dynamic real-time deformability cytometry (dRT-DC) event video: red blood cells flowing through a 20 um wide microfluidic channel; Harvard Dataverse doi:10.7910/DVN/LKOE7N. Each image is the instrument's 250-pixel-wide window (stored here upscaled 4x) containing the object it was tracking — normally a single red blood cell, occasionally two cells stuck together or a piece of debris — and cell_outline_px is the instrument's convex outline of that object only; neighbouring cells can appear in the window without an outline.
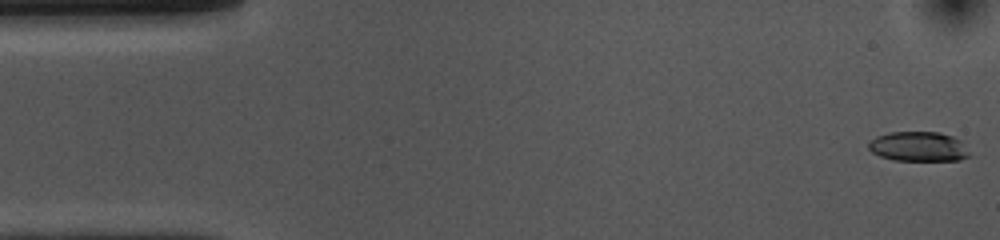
{"species": "common noctule bat (a hibernating species)", "species_latin": "Nyctalus noctula", "temperature_condition": "cold", "stored_images_in_passage": 53, "camera_frame_rate_fps": 3000, "um_per_image_px": 0.085, "animal": {"sex": "female", "body_mass_g": 10.0, "forearm_length_mm": 53.1}, "frame": {"image": 1, "passage_image": 1, "time_ms": 0.0, "image_size_px": [1000, 240], "cell_outline_px": [[972, 156], [960, 160], [892, 160], [880, 156], [872, 152], [868, 148], [868, 144], [876, 136], [888, 132], [940, 132], [952, 136], [960, 140]], "centroid_in_image_um": [78.08, 12.46], "position_along_channel_um": 6.9, "area_um2": 17.51}}
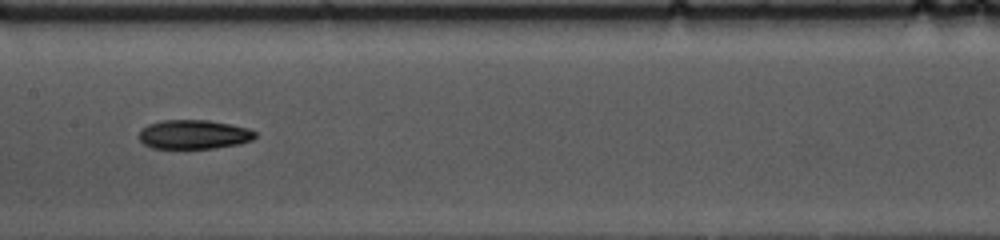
{"frame": {"image": 2, "passage_image": 25, "time_ms": 8.0, "image_size_px": [1000, 240], "cell_outline_px": [[256, 136], [252, 140], [240, 144], [216, 148], [152, 148], [144, 144], [136, 136], [148, 124], [164, 120], [208, 120], [248, 128], [256, 132]], "centroid_in_image_um": [16.47, 11.43], "position_along_channel_um": 190.9, "area_um2": 19.71}}
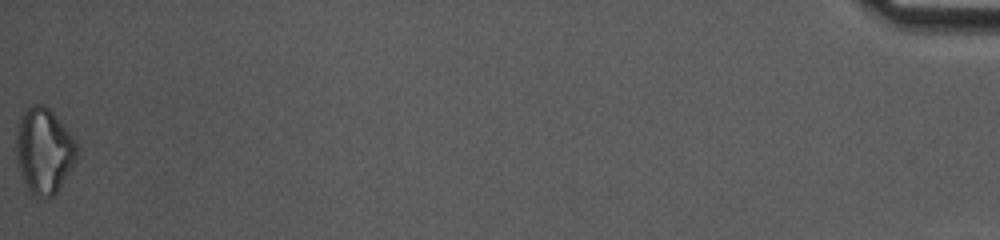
{"frame": {"image": 3, "passage_image": 53, "time_ms": 17.333, "image_size_px": [1000, 240], "cell_outline_px": [[76, 160], [72, 168], [56, 192], [52, 196], [36, 196], [28, 188], [20, 172], [16, 156], [16, 132], [20, 112], [24, 108], [32, 104], [44, 104], [52, 112], [68, 132], [76, 144]], "centroid_in_image_um": [3.69, 12.76], "position_along_channel_um": 431.5, "area_um2": 29.88}, "authors_computed_cell_mechanics": {"area_um2": 19.652, "velocity_mm_per_s": 3.7185, "shape_relaxation_time_tau1_ms": 6.261, "shape_relaxation_time_tau2_ms": null, "deformation_change_tau1": 0.1398, "deformation_change_tau2": null}}